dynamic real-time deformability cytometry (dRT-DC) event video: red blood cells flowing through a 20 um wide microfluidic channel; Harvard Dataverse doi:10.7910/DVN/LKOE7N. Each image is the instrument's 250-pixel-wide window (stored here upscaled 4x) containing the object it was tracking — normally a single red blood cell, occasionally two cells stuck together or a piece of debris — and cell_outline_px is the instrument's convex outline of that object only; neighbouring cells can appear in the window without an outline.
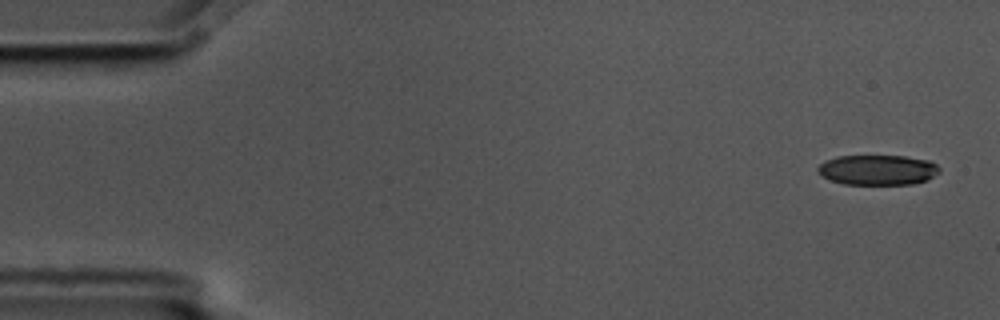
{"species": "common noctule bat (a hibernating species)", "species_latin": "Nyctalus noctula", "temperature_condition": "cold", "stored_images_in_passage": 5, "camera_frame_rate_fps": 3000, "um_per_image_px": 0.085, "animal": {"sex": "male", "body_mass_g": 17.5, "forearm_length_mm": 52.3}, "frame": {"image": 1, "passage_image": 1, "time_ms": 0.0, "image_size_px": [1000, 320], "cell_outline_px": [[940, 172], [928, 180], [912, 184], [844, 184], [820, 176], [816, 168], [824, 160], [836, 156], [904, 156], [928, 160], [936, 164], [940, 168]], "centroid_in_image_um": [74.59, 14.44], "position_along_channel_um": 10.4, "area_um2": 21.5}}
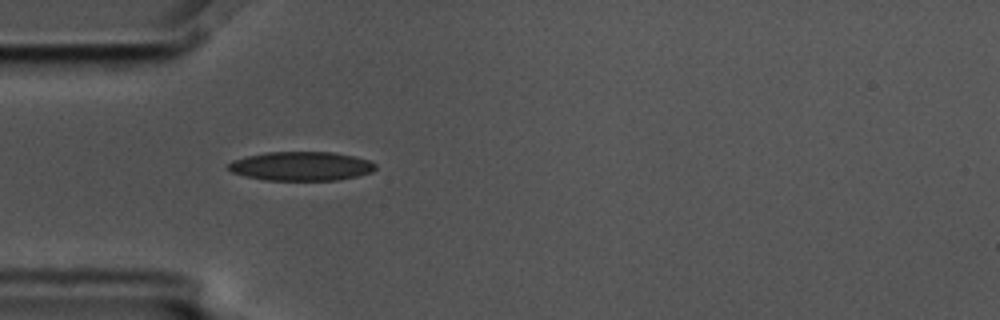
{"frame": {"image": 2, "passage_image": 5, "time_ms": 1.333, "image_size_px": [1000, 320], "cell_outline_px": [[376, 168], [372, 172], [356, 176], [336, 180], [264, 180], [244, 176], [232, 172], [228, 168], [228, 164], [232, 160], [248, 156], [268, 152], [332, 152], [352, 156], [368, 160], [376, 164]], "centroid_in_image_um": [25.59, 14.13], "position_along_channel_um": 59.4, "area_um2": 24.74}}